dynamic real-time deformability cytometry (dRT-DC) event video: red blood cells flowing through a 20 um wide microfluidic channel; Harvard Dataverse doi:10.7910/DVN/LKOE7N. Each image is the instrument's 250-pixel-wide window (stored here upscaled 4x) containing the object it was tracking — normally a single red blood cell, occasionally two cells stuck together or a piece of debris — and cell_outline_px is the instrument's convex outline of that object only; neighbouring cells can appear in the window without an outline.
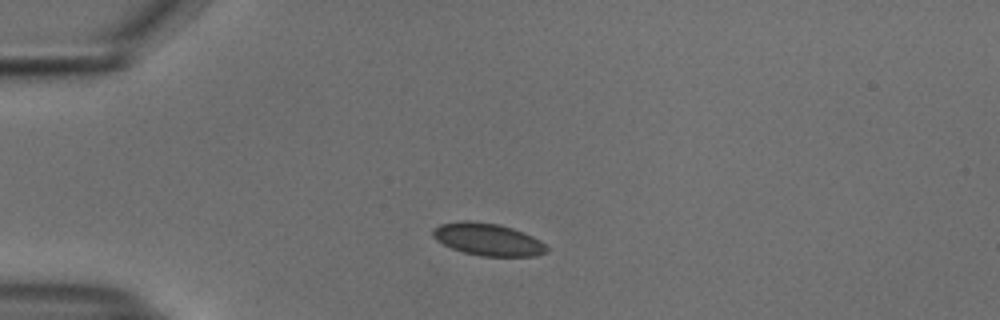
{"species": "common noctule bat (a hibernating species)", "species_latin": "Nyctalus noctula", "temperature_condition": "cold", "stored_images_in_passage": 41, "camera_frame_rate_fps": 3000, "um_per_image_px": 0.085, "animal": {"sex": "male", "body_mass_g": 18.8}, "frame": {"image": 1, "passage_image": 1, "time_ms": 0.0, "image_size_px": [1000, 320], "cell_outline_px": [[548, 252], [536, 256], [480, 256], [464, 252], [452, 248], [436, 240], [432, 236], [432, 228], [440, 224], [464, 220], [468, 220], [500, 224], [512, 228], [532, 236], [540, 240], [548, 248]], "centroid_in_image_um": [41.46, 20.34], "position_along_channel_um": 43.5, "area_um2": 21.5}}
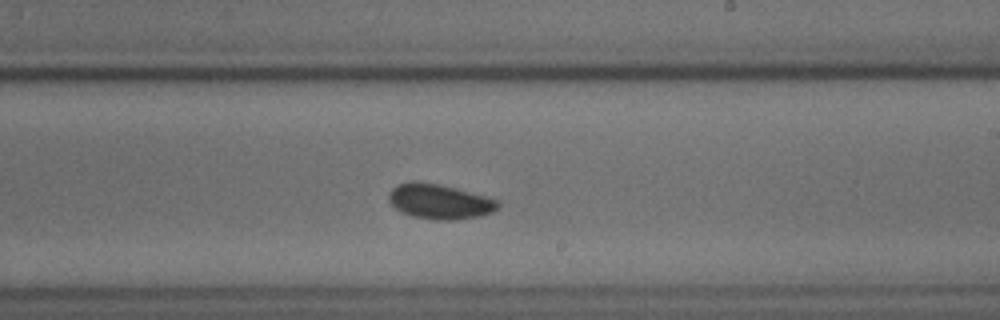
{"frame": {"image": 2, "passage_image": 20, "time_ms": 6.333, "image_size_px": [1000, 320], "cell_outline_px": [[500, 204], [492, 212], [480, 216], [456, 220], [436, 220], [412, 216], [400, 212], [388, 200], [388, 196], [392, 188], [400, 184], [412, 180], [436, 184], [500, 200]], "centroid_in_image_um": [37.34, 17.15], "position_along_channel_um": 251.7, "area_um2": 21.96}}
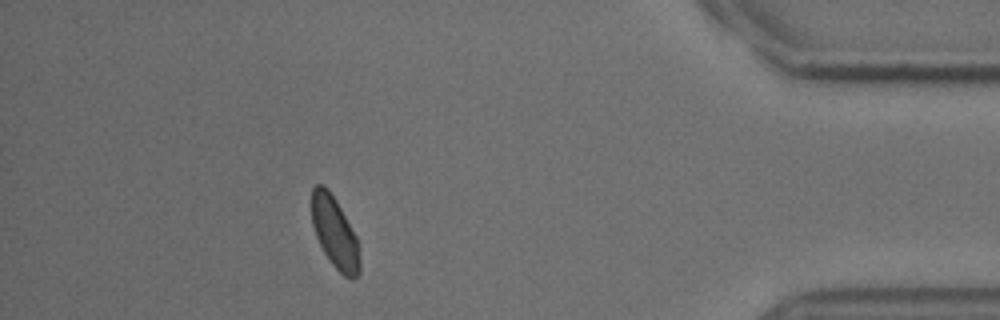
{"frame": {"image": 3, "passage_image": 36, "time_ms": 11.667, "image_size_px": [1000, 320], "cell_outline_px": [[360, 272], [352, 280], [344, 276], [332, 264], [324, 252], [316, 236], [312, 224], [312, 188], [316, 184], [324, 184], [328, 188], [336, 200], [356, 236], [360, 264]], "centroid_in_image_um": [28.45, 19.75], "position_along_channel_um": 406.8, "area_um2": 19.77}, "authors_computed_cell_mechanics": {"area_um2": 21.1548, "velocity_mm_per_s": 3.7147, "shape_relaxation_time_tau1_ms": 6.1797, "shape_relaxation_time_tau2_ms": 3.3499, "deformation_change_tau1": 0.0569, "deformation_change_tau2": 0.058}}